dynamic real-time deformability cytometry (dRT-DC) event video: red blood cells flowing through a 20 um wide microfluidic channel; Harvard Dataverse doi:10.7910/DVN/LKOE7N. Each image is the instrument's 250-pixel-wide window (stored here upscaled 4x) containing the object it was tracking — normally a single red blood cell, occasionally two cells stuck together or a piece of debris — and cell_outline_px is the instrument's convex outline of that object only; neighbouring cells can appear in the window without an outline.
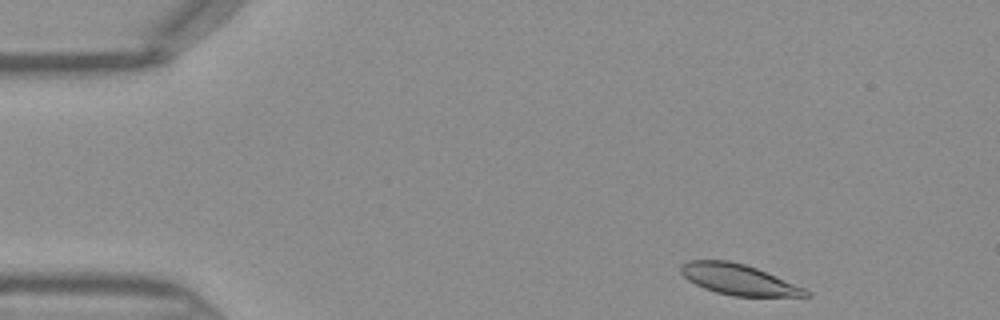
{"species": "Egyptian fruit bat (a non-hibernating species)", "species_latin": "Rousettus aegyptiacus", "temperature_condition": "warm", "stored_images_in_passage": 36, "camera_frame_rate_fps": 3000, "um_per_image_px": 0.085, "frame": {"image": 1, "passage_image": 2, "time_ms": 0.333, "image_size_px": [1000, 320], "cell_outline_px": [[812, 296], [732, 296], [716, 292], [704, 288], [688, 280], [680, 272], [680, 264], [688, 260], [728, 260], [744, 264], [756, 268], [804, 288]], "centroid_in_image_um": [62.71, 23.75], "position_along_channel_um": 22.3, "area_um2": 22.08}}
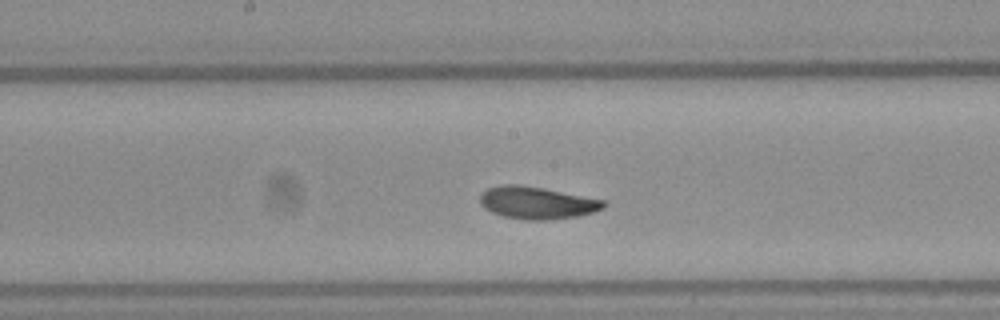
{"frame": {"image": 2, "passage_image": 20, "time_ms": 6.333, "image_size_px": [1000, 320], "cell_outline_px": [[608, 204], [604, 208], [592, 212], [576, 216], [552, 220], [528, 220], [504, 216], [492, 212], [484, 208], [480, 204], [480, 192], [488, 188], [500, 184], [516, 184], [544, 188], [604, 200]], "centroid_in_image_um": [45.62, 17.23], "position_along_channel_um": 202.6, "area_um2": 23.35}}
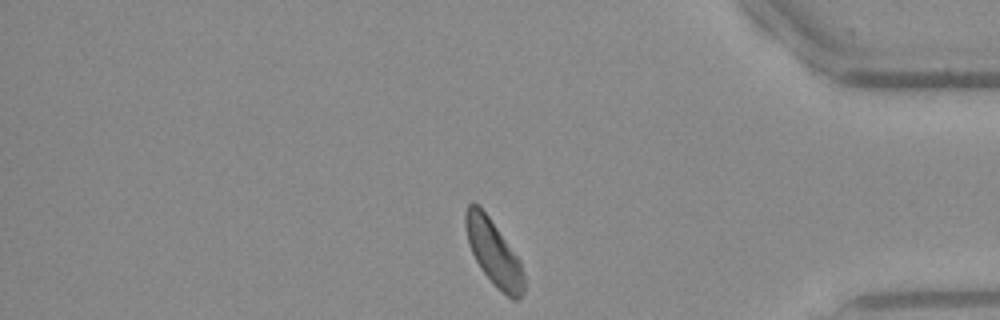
{"frame": {"image": 3, "passage_image": 35, "time_ms": 11.333, "image_size_px": [1000, 320], "cell_outline_px": [[524, 292], [516, 300], [512, 300], [480, 268], [472, 252], [468, 240], [464, 224], [464, 212], [468, 204], [476, 204], [488, 216], [520, 260], [524, 276]], "centroid_in_image_um": [41.96, 21.46], "position_along_channel_um": 393.2, "area_um2": 21.5}}